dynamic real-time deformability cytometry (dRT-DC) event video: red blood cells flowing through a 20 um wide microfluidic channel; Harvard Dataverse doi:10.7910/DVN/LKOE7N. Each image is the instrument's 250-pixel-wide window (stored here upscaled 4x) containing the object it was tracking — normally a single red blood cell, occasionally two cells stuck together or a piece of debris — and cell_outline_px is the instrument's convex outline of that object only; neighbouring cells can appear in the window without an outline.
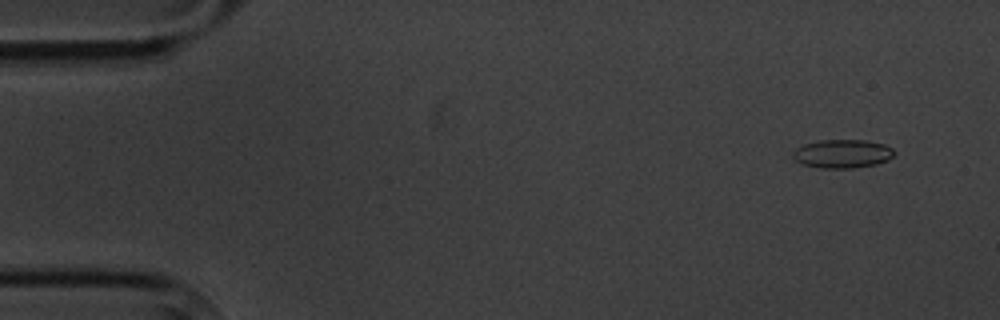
{"species": "common noctule bat (a hibernating species)", "species_latin": "Nyctalus noctula", "temperature_condition": "cold", "stored_images_in_passage": 5, "camera_frame_rate_fps": 3000, "um_per_image_px": 0.085, "animal": {"sex": "male", "body_mass_g": 20.1, "forearm_length_mm": 53.5}, "frame": {"image": 1, "passage_image": 1, "time_ms": 0.0, "image_size_px": [1000, 320], "cell_outline_px": [[896, 152], [888, 160], [876, 164], [852, 168], [820, 168], [804, 164], [796, 160], [792, 156], [792, 152], [796, 148], [804, 144], [820, 140], [864, 140], [884, 144], [892, 148]], "centroid_in_image_um": [71.61, 13.06], "position_along_channel_um": 13.4, "area_um2": 16.82}}
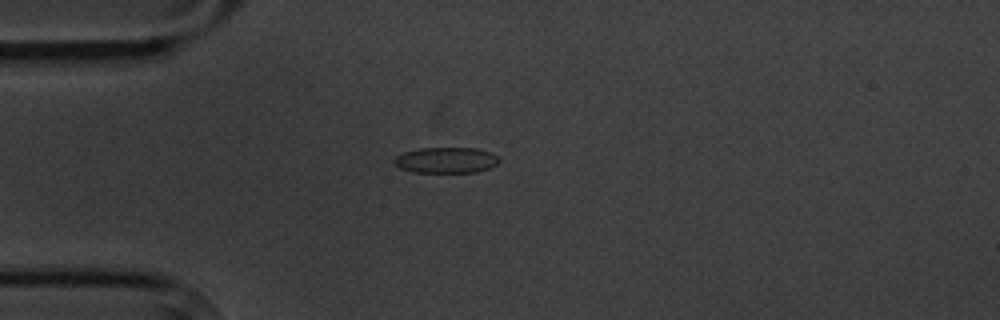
{"frame": {"image": 2, "passage_image": 4, "time_ms": 3.667, "image_size_px": [1000, 320], "cell_outline_px": [[500, 160], [496, 164], [488, 168], [476, 172], [412, 172], [400, 168], [392, 164], [392, 160], [396, 156], [404, 152], [420, 148], [476, 148], [492, 152], [500, 156]], "centroid_in_image_um": [37.91, 13.61], "position_along_channel_um": 47.1, "area_um2": 15.95}}